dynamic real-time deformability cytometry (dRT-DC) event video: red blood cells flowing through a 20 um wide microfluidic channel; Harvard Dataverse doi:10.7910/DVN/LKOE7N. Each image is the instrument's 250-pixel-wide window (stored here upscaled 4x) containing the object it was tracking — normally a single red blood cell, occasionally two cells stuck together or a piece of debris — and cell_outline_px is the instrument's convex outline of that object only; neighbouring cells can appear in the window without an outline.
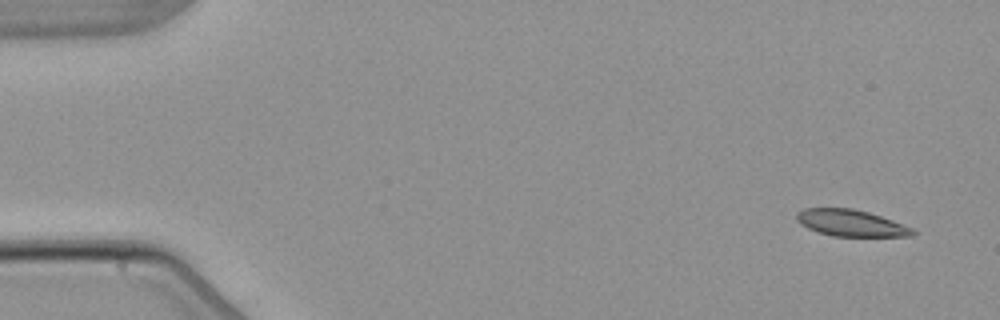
{"species": "common noctule bat (a hibernating species)", "species_latin": "Nyctalus noctula", "temperature_condition": "warm", "stored_images_in_passage": 6, "camera_frame_rate_fps": 3000, "um_per_image_px": 0.085, "animal": {"sex": "male", "body_mass_g": 21.5, "forearm_length_mm": 52.0}, "frame": {"image": 1, "passage_image": 1, "time_ms": 0.0, "image_size_px": [1000, 320], "cell_outline_px": [[916, 232], [912, 236], [832, 236], [816, 232], [800, 224], [796, 220], [796, 212], [804, 208], [852, 208], [868, 212], [892, 220], [912, 228]], "centroid_in_image_um": [72.28, 18.95], "position_along_channel_um": 12.7, "area_um2": 17.98}}
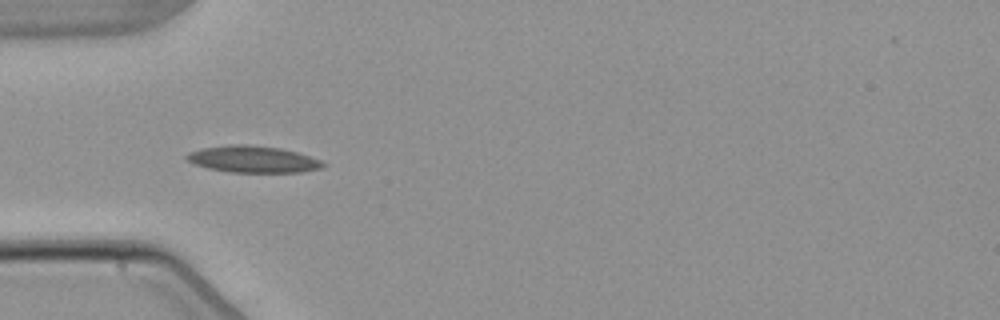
{"frame": {"image": 2, "passage_image": 5, "time_ms": 4.667, "image_size_px": [1000, 320], "cell_outline_px": [[324, 164], [320, 168], [300, 172], [228, 172], [208, 168], [192, 164], [184, 160], [184, 156], [188, 152], [200, 148], [232, 144], [248, 144], [280, 148], [296, 152], [320, 160]], "centroid_in_image_um": [21.38, 13.53], "position_along_channel_um": 63.6, "area_um2": 21.27}}
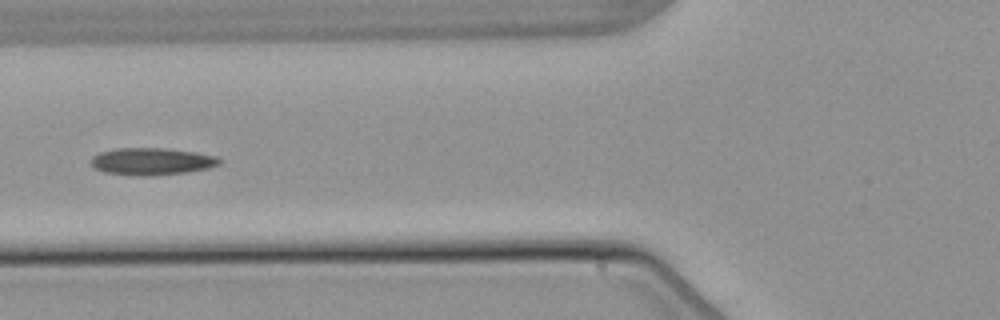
{"frame": {"image": 3, "passage_image": 6, "time_ms": 6.0, "image_size_px": [1000, 320], "cell_outline_px": [[220, 164], [208, 168], [188, 172], [148, 176], [140, 176], [104, 172], [96, 168], [92, 164], [92, 156], [100, 152], [116, 148], [164, 148], [196, 152], [216, 156], [220, 160]], "centroid_in_image_um": [12.91, 13.72], "position_along_channel_um": 112.9, "area_um2": 20.23}}